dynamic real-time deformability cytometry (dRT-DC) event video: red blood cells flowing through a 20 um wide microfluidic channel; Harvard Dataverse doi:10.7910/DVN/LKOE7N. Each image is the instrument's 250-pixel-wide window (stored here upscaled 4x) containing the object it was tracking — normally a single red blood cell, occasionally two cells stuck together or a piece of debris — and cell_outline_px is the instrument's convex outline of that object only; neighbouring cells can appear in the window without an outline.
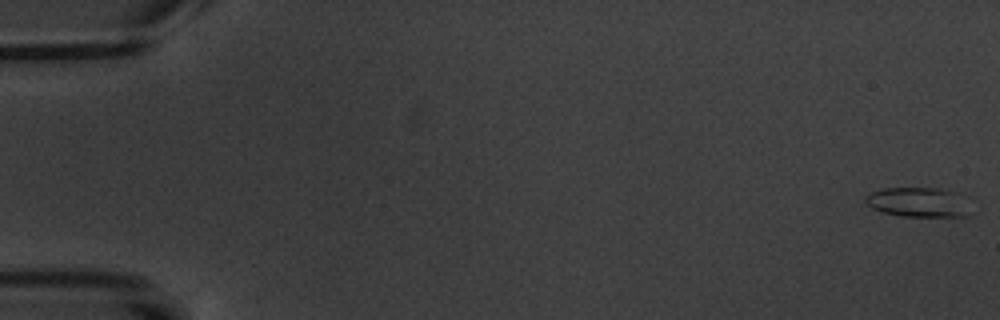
{"species": "common noctule bat (a hibernating species)", "species_latin": "Nyctalus noctula", "temperature_condition": "warm", "stored_images_in_passage": 10, "camera_frame_rate_fps": 3000, "um_per_image_px": 0.085, "animal": {"sex": "male", "body_mass_g": 20.1, "forearm_length_mm": 53.5}, "frame": {"image": 1, "passage_image": 1, "time_ms": 0.0, "image_size_px": [1000, 320], "cell_outline_px": [[968, 216], [900, 216], [884, 212], [872, 208], [864, 200], [864, 196], [872, 192], [884, 188], [940, 188], [960, 192], [968, 212]], "centroid_in_image_um": [78.02, 17.17], "position_along_channel_um": 7.0, "area_um2": 17.98}}
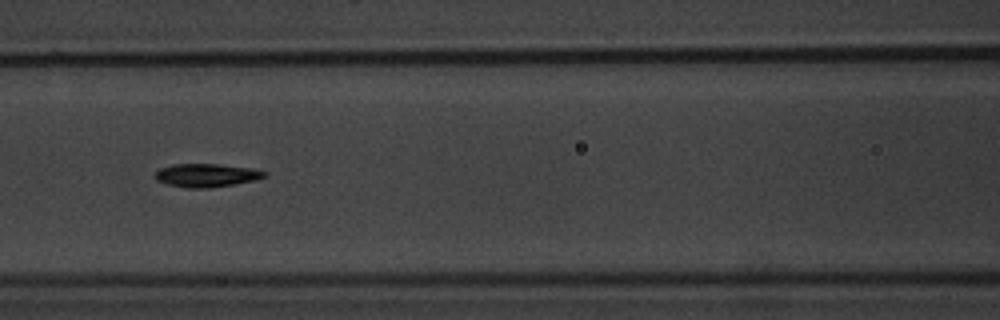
{"frame": {"image": 2, "passage_image": 7, "time_ms": 8.667, "image_size_px": [1000, 320], "cell_outline_px": [[268, 176], [256, 180], [208, 188], [188, 188], [168, 184], [156, 180], [156, 172], [160, 168], [172, 164], [220, 164], [252, 168], [268, 172]], "centroid_in_image_um": [17.59, 14.89], "position_along_channel_um": 149.0, "area_um2": 14.85}}
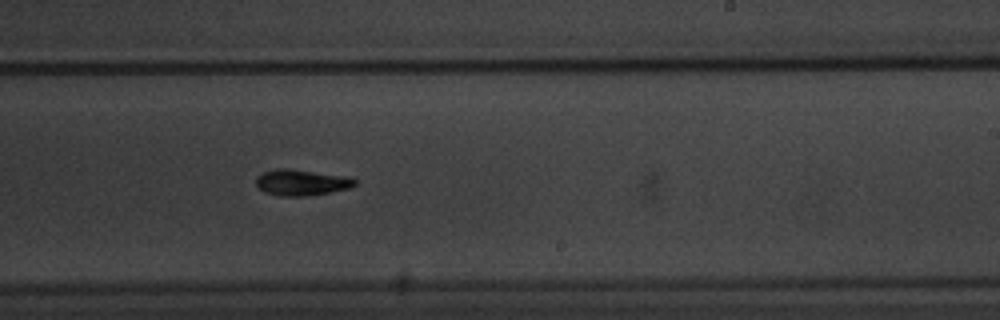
{"frame": {"image": 3, "passage_image": 10, "time_ms": 12.0, "image_size_px": [1000, 320], "cell_outline_px": [[356, 184], [348, 188], [308, 196], [280, 196], [264, 192], [256, 184], [256, 176], [264, 172], [276, 168], [288, 168], [352, 176], [356, 180]], "centroid_in_image_um": [25.64, 15.49], "position_along_channel_um": 263.4, "area_um2": 15.14}}